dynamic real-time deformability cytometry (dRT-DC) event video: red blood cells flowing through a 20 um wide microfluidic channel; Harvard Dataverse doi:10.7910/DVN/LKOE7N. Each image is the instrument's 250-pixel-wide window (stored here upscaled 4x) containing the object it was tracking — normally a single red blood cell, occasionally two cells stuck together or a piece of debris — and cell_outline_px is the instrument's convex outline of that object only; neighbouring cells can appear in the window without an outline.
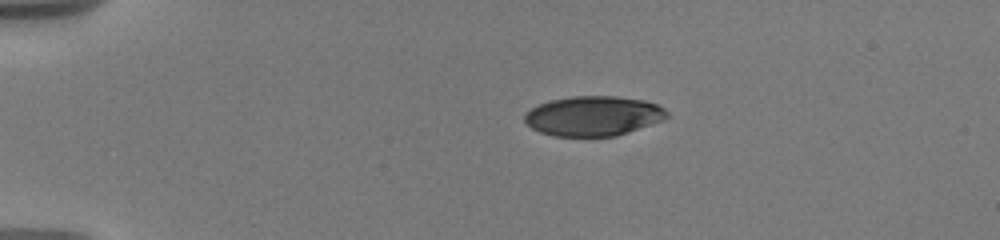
{"species": "human", "species_latin": "Homo sapiens", "temperature_condition": "warm", "stored_images_in_passage": 5, "camera_frame_rate_fps": 3000, "um_per_image_px": 0.085, "donor": {"sex": "male"}, "frame": {"image": 1, "passage_image": 1, "time_ms": 0.0, "image_size_px": [1000, 240], "cell_outline_px": [[668, 116], [664, 120], [616, 136], [552, 136], [540, 132], [532, 128], [524, 120], [524, 116], [532, 108], [548, 100], [572, 96], [616, 96], [644, 100], [656, 104], [664, 108], [668, 112]], "centroid_in_image_um": [50.45, 9.85], "position_along_channel_um": 34.6, "area_um2": 33.0}}
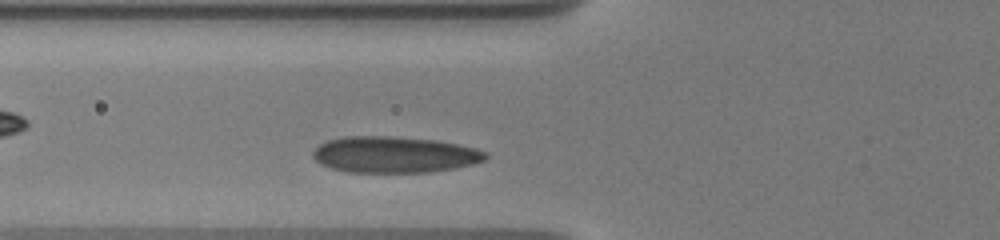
{"frame": {"image": 2, "passage_image": 5, "time_ms": 4.333, "image_size_px": [1000, 240], "cell_outline_px": [[488, 156], [484, 160], [472, 164], [456, 168], [428, 172], [348, 172], [332, 168], [320, 164], [312, 156], [312, 152], [320, 144], [328, 140], [344, 136], [392, 136], [436, 140], [476, 148], [488, 152]], "centroid_in_image_um": [33.52, 13.14], "position_along_channel_um": 92.3, "area_um2": 36.53}}